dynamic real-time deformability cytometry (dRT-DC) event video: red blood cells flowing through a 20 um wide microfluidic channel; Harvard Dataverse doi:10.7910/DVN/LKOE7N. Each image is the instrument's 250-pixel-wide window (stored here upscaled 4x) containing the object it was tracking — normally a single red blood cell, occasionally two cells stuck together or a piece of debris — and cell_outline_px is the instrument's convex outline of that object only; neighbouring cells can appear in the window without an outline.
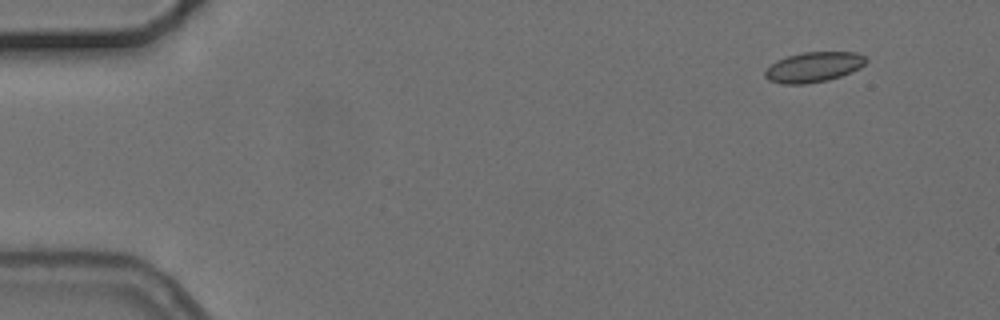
{"species": "common noctule bat (a hibernating species)", "species_latin": "Nyctalus noctula", "temperature_condition": "cold", "stored_images_in_passage": 2, "camera_frame_rate_fps": 3000, "um_per_image_px": 0.085, "animal": {"sex": "female", "body_mass_g": 24.6, "forearm_length_mm": 56.2}, "frame": {"image": 1, "passage_image": 2, "time_ms": 2.333, "image_size_px": [1000, 320], "cell_outline_px": [[868, 60], [860, 68], [852, 72], [828, 80], [804, 84], [780, 84], [768, 80], [764, 76], [764, 72], [776, 60], [788, 56], [804, 52], [856, 52], [864, 56]], "centroid_in_image_um": [69.15, 5.71], "position_along_channel_um": 15.8, "area_um2": 17.74}}